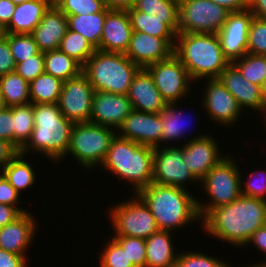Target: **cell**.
<instances>
[{"instance_id": "6da1fadb", "label": "cell", "mask_w": 266, "mask_h": 267, "mask_svg": "<svg viewBox=\"0 0 266 267\" xmlns=\"http://www.w3.org/2000/svg\"><path fill=\"white\" fill-rule=\"evenodd\" d=\"M200 224L212 239L244 248L252 234L266 225V200L241 195L230 204L211 209Z\"/></svg>"}, {"instance_id": "7a4b0ae2", "label": "cell", "mask_w": 266, "mask_h": 267, "mask_svg": "<svg viewBox=\"0 0 266 267\" xmlns=\"http://www.w3.org/2000/svg\"><path fill=\"white\" fill-rule=\"evenodd\" d=\"M191 192L181 187L152 182L137 195L150 209L159 230L176 233L189 224L201 222L197 196Z\"/></svg>"}, {"instance_id": "3957f363", "label": "cell", "mask_w": 266, "mask_h": 267, "mask_svg": "<svg viewBox=\"0 0 266 267\" xmlns=\"http://www.w3.org/2000/svg\"><path fill=\"white\" fill-rule=\"evenodd\" d=\"M33 113V131L19 152L27 156L37 153L59 164L67 153L74 123L64 117L57 103L33 104Z\"/></svg>"}, {"instance_id": "277c9868", "label": "cell", "mask_w": 266, "mask_h": 267, "mask_svg": "<svg viewBox=\"0 0 266 267\" xmlns=\"http://www.w3.org/2000/svg\"><path fill=\"white\" fill-rule=\"evenodd\" d=\"M173 54L185 66L194 83L218 79L230 64L217 34L177 33Z\"/></svg>"}, {"instance_id": "5b68a950", "label": "cell", "mask_w": 266, "mask_h": 267, "mask_svg": "<svg viewBox=\"0 0 266 267\" xmlns=\"http://www.w3.org/2000/svg\"><path fill=\"white\" fill-rule=\"evenodd\" d=\"M154 148L140 145L118 135L112 140L101 167L108 174L119 178L133 187L137 194L153 182Z\"/></svg>"}, {"instance_id": "8992f818", "label": "cell", "mask_w": 266, "mask_h": 267, "mask_svg": "<svg viewBox=\"0 0 266 267\" xmlns=\"http://www.w3.org/2000/svg\"><path fill=\"white\" fill-rule=\"evenodd\" d=\"M140 69L124 53L95 50L83 65L82 72L95 91L127 95Z\"/></svg>"}, {"instance_id": "52a82bcc", "label": "cell", "mask_w": 266, "mask_h": 267, "mask_svg": "<svg viewBox=\"0 0 266 267\" xmlns=\"http://www.w3.org/2000/svg\"><path fill=\"white\" fill-rule=\"evenodd\" d=\"M236 157L229 154L214 166L200 181L208 201L197 197V207L201 219L211 210L232 203L241 194V168ZM206 202V203H205Z\"/></svg>"}, {"instance_id": "ba28073f", "label": "cell", "mask_w": 266, "mask_h": 267, "mask_svg": "<svg viewBox=\"0 0 266 267\" xmlns=\"http://www.w3.org/2000/svg\"><path fill=\"white\" fill-rule=\"evenodd\" d=\"M115 131L91 122L74 123L67 153L60 162L71 156L88 172L100 167L117 135Z\"/></svg>"}, {"instance_id": "9c48e42d", "label": "cell", "mask_w": 266, "mask_h": 267, "mask_svg": "<svg viewBox=\"0 0 266 267\" xmlns=\"http://www.w3.org/2000/svg\"><path fill=\"white\" fill-rule=\"evenodd\" d=\"M132 195L126 201L111 204L108 209L111 231L114 232L112 235L146 239L159 228L144 201L137 194Z\"/></svg>"}, {"instance_id": "30bf717a", "label": "cell", "mask_w": 266, "mask_h": 267, "mask_svg": "<svg viewBox=\"0 0 266 267\" xmlns=\"http://www.w3.org/2000/svg\"><path fill=\"white\" fill-rule=\"evenodd\" d=\"M229 13L212 0H186L178 4V33L217 34Z\"/></svg>"}, {"instance_id": "8fae6325", "label": "cell", "mask_w": 266, "mask_h": 267, "mask_svg": "<svg viewBox=\"0 0 266 267\" xmlns=\"http://www.w3.org/2000/svg\"><path fill=\"white\" fill-rule=\"evenodd\" d=\"M152 76L155 86L167 103L185 102L196 85L185 66L172 54L168 59L155 62L145 68ZM193 86V88H191ZM189 94V95H188ZM185 98V99H184Z\"/></svg>"}, {"instance_id": "7c38bea8", "label": "cell", "mask_w": 266, "mask_h": 267, "mask_svg": "<svg viewBox=\"0 0 266 267\" xmlns=\"http://www.w3.org/2000/svg\"><path fill=\"white\" fill-rule=\"evenodd\" d=\"M204 81V85L201 84L204 86L202 87L204 90L201 92L203 96L198 102H200L201 109L206 113V116L214 122V125L220 124L219 126L224 128L236 125L244 112L235 97L219 79H205L201 82Z\"/></svg>"}, {"instance_id": "4fadbf2b", "label": "cell", "mask_w": 266, "mask_h": 267, "mask_svg": "<svg viewBox=\"0 0 266 267\" xmlns=\"http://www.w3.org/2000/svg\"><path fill=\"white\" fill-rule=\"evenodd\" d=\"M153 183L187 190L190 183L198 185L199 181L183 163V145L154 148Z\"/></svg>"}, {"instance_id": "5bb4252c", "label": "cell", "mask_w": 266, "mask_h": 267, "mask_svg": "<svg viewBox=\"0 0 266 267\" xmlns=\"http://www.w3.org/2000/svg\"><path fill=\"white\" fill-rule=\"evenodd\" d=\"M94 93L87 76L81 72L63 82L57 104L64 117L73 123L90 122Z\"/></svg>"}, {"instance_id": "9a60e30c", "label": "cell", "mask_w": 266, "mask_h": 267, "mask_svg": "<svg viewBox=\"0 0 266 267\" xmlns=\"http://www.w3.org/2000/svg\"><path fill=\"white\" fill-rule=\"evenodd\" d=\"M211 135L183 144V163L198 181L228 155L221 152L218 141Z\"/></svg>"}, {"instance_id": "2e32d148", "label": "cell", "mask_w": 266, "mask_h": 267, "mask_svg": "<svg viewBox=\"0 0 266 267\" xmlns=\"http://www.w3.org/2000/svg\"><path fill=\"white\" fill-rule=\"evenodd\" d=\"M253 17L249 9L230 12L223 27L217 33L222 52L230 63L248 53V32Z\"/></svg>"}, {"instance_id": "e0dca14e", "label": "cell", "mask_w": 266, "mask_h": 267, "mask_svg": "<svg viewBox=\"0 0 266 267\" xmlns=\"http://www.w3.org/2000/svg\"><path fill=\"white\" fill-rule=\"evenodd\" d=\"M218 79L235 97L244 113L249 109V112L252 110L255 114L256 111V114L262 115V119H266V104L261 86L247 81L232 63L221 72Z\"/></svg>"}, {"instance_id": "ac0fdd59", "label": "cell", "mask_w": 266, "mask_h": 267, "mask_svg": "<svg viewBox=\"0 0 266 267\" xmlns=\"http://www.w3.org/2000/svg\"><path fill=\"white\" fill-rule=\"evenodd\" d=\"M176 38H160L133 31L125 55L140 68L168 59L173 54Z\"/></svg>"}, {"instance_id": "d6986e66", "label": "cell", "mask_w": 266, "mask_h": 267, "mask_svg": "<svg viewBox=\"0 0 266 267\" xmlns=\"http://www.w3.org/2000/svg\"><path fill=\"white\" fill-rule=\"evenodd\" d=\"M116 132L121 138L155 148L162 138V118L160 113L132 110Z\"/></svg>"}, {"instance_id": "ffe728a7", "label": "cell", "mask_w": 266, "mask_h": 267, "mask_svg": "<svg viewBox=\"0 0 266 267\" xmlns=\"http://www.w3.org/2000/svg\"><path fill=\"white\" fill-rule=\"evenodd\" d=\"M132 110L127 95L95 91L90 122L117 131Z\"/></svg>"}, {"instance_id": "44dd1931", "label": "cell", "mask_w": 266, "mask_h": 267, "mask_svg": "<svg viewBox=\"0 0 266 267\" xmlns=\"http://www.w3.org/2000/svg\"><path fill=\"white\" fill-rule=\"evenodd\" d=\"M33 215L29 210L0 229V249L22 256L29 255L28 250L34 243L39 227L37 218Z\"/></svg>"}, {"instance_id": "7402d4cb", "label": "cell", "mask_w": 266, "mask_h": 267, "mask_svg": "<svg viewBox=\"0 0 266 267\" xmlns=\"http://www.w3.org/2000/svg\"><path fill=\"white\" fill-rule=\"evenodd\" d=\"M133 29L127 10H109L103 25L100 51L126 53Z\"/></svg>"}, {"instance_id": "603a6c76", "label": "cell", "mask_w": 266, "mask_h": 267, "mask_svg": "<svg viewBox=\"0 0 266 267\" xmlns=\"http://www.w3.org/2000/svg\"><path fill=\"white\" fill-rule=\"evenodd\" d=\"M133 110L146 113H160L167 105L150 73L141 68L133 78L127 93Z\"/></svg>"}, {"instance_id": "cb8c5ba5", "label": "cell", "mask_w": 266, "mask_h": 267, "mask_svg": "<svg viewBox=\"0 0 266 267\" xmlns=\"http://www.w3.org/2000/svg\"><path fill=\"white\" fill-rule=\"evenodd\" d=\"M68 30L67 16L54 4L44 13L34 28L33 36L40 52L57 50Z\"/></svg>"}, {"instance_id": "d4e9b609", "label": "cell", "mask_w": 266, "mask_h": 267, "mask_svg": "<svg viewBox=\"0 0 266 267\" xmlns=\"http://www.w3.org/2000/svg\"><path fill=\"white\" fill-rule=\"evenodd\" d=\"M179 106H180L179 103H167L166 107L160 112V116L162 118V138L160 140V143L156 146L157 148H161L163 147V145L164 147L174 146L176 141L177 142L175 145H178L180 141L182 142L183 145L190 140L201 138L207 135V133L202 131L203 132L202 134L200 133L197 136L194 135L189 139L188 138L185 139V136L188 137L186 133H187V128H189L190 126L186 125L190 122V120L186 117L187 115L185 114L183 109L181 110ZM184 116L186 117V119ZM187 120L189 122H187ZM191 123L192 122H190V124ZM182 140H184V143Z\"/></svg>"}, {"instance_id": "484cf974", "label": "cell", "mask_w": 266, "mask_h": 267, "mask_svg": "<svg viewBox=\"0 0 266 267\" xmlns=\"http://www.w3.org/2000/svg\"><path fill=\"white\" fill-rule=\"evenodd\" d=\"M174 233L158 230L145 239L146 265L145 267H174L180 251L175 250Z\"/></svg>"}, {"instance_id": "4316f807", "label": "cell", "mask_w": 266, "mask_h": 267, "mask_svg": "<svg viewBox=\"0 0 266 267\" xmlns=\"http://www.w3.org/2000/svg\"><path fill=\"white\" fill-rule=\"evenodd\" d=\"M52 4L53 0H29L16 5L6 33L31 34Z\"/></svg>"}, {"instance_id": "83f0119b", "label": "cell", "mask_w": 266, "mask_h": 267, "mask_svg": "<svg viewBox=\"0 0 266 267\" xmlns=\"http://www.w3.org/2000/svg\"><path fill=\"white\" fill-rule=\"evenodd\" d=\"M133 31H139L160 38H176L178 18H158L136 10H127Z\"/></svg>"}, {"instance_id": "f1b7e54d", "label": "cell", "mask_w": 266, "mask_h": 267, "mask_svg": "<svg viewBox=\"0 0 266 267\" xmlns=\"http://www.w3.org/2000/svg\"><path fill=\"white\" fill-rule=\"evenodd\" d=\"M27 155L18 153L0 172L7 181L21 194L31 189L37 181L36 170ZM31 162V163H30ZM33 185V186H32ZM31 187V188H30Z\"/></svg>"}, {"instance_id": "f546056e", "label": "cell", "mask_w": 266, "mask_h": 267, "mask_svg": "<svg viewBox=\"0 0 266 267\" xmlns=\"http://www.w3.org/2000/svg\"><path fill=\"white\" fill-rule=\"evenodd\" d=\"M108 11L107 8H104L99 13L66 15L68 29L80 33L96 50H100L103 25Z\"/></svg>"}, {"instance_id": "4dcf8cb0", "label": "cell", "mask_w": 266, "mask_h": 267, "mask_svg": "<svg viewBox=\"0 0 266 267\" xmlns=\"http://www.w3.org/2000/svg\"><path fill=\"white\" fill-rule=\"evenodd\" d=\"M83 66L59 49L44 52V71L63 82L78 76Z\"/></svg>"}, {"instance_id": "1f68e13d", "label": "cell", "mask_w": 266, "mask_h": 267, "mask_svg": "<svg viewBox=\"0 0 266 267\" xmlns=\"http://www.w3.org/2000/svg\"><path fill=\"white\" fill-rule=\"evenodd\" d=\"M0 90L6 107L31 103L29 83L15 71L0 76Z\"/></svg>"}, {"instance_id": "d6a6232c", "label": "cell", "mask_w": 266, "mask_h": 267, "mask_svg": "<svg viewBox=\"0 0 266 267\" xmlns=\"http://www.w3.org/2000/svg\"><path fill=\"white\" fill-rule=\"evenodd\" d=\"M63 81L47 73L39 75L29 83L32 104L58 103Z\"/></svg>"}, {"instance_id": "836d02e7", "label": "cell", "mask_w": 266, "mask_h": 267, "mask_svg": "<svg viewBox=\"0 0 266 267\" xmlns=\"http://www.w3.org/2000/svg\"><path fill=\"white\" fill-rule=\"evenodd\" d=\"M14 147L19 151L34 128L33 104L13 106Z\"/></svg>"}, {"instance_id": "e575fe53", "label": "cell", "mask_w": 266, "mask_h": 267, "mask_svg": "<svg viewBox=\"0 0 266 267\" xmlns=\"http://www.w3.org/2000/svg\"><path fill=\"white\" fill-rule=\"evenodd\" d=\"M58 49L74 58L82 66L96 50L84 36L69 29L67 30L66 35L61 39Z\"/></svg>"}, {"instance_id": "d590c367", "label": "cell", "mask_w": 266, "mask_h": 267, "mask_svg": "<svg viewBox=\"0 0 266 267\" xmlns=\"http://www.w3.org/2000/svg\"><path fill=\"white\" fill-rule=\"evenodd\" d=\"M232 64L247 81L262 86L266 79V56L246 53Z\"/></svg>"}, {"instance_id": "8d00e7d4", "label": "cell", "mask_w": 266, "mask_h": 267, "mask_svg": "<svg viewBox=\"0 0 266 267\" xmlns=\"http://www.w3.org/2000/svg\"><path fill=\"white\" fill-rule=\"evenodd\" d=\"M105 240L98 257L100 267H135L131 260L128 259L126 251L123 250L112 235L108 238V241L107 238Z\"/></svg>"}, {"instance_id": "74e56055", "label": "cell", "mask_w": 266, "mask_h": 267, "mask_svg": "<svg viewBox=\"0 0 266 267\" xmlns=\"http://www.w3.org/2000/svg\"><path fill=\"white\" fill-rule=\"evenodd\" d=\"M5 38L16 64L40 52L31 34L6 33Z\"/></svg>"}, {"instance_id": "f35d334b", "label": "cell", "mask_w": 266, "mask_h": 267, "mask_svg": "<svg viewBox=\"0 0 266 267\" xmlns=\"http://www.w3.org/2000/svg\"><path fill=\"white\" fill-rule=\"evenodd\" d=\"M174 267H230V263L223 258L213 257L198 250H180Z\"/></svg>"}, {"instance_id": "ab89813d", "label": "cell", "mask_w": 266, "mask_h": 267, "mask_svg": "<svg viewBox=\"0 0 266 267\" xmlns=\"http://www.w3.org/2000/svg\"><path fill=\"white\" fill-rule=\"evenodd\" d=\"M53 4L65 15H88L105 8L102 0H53Z\"/></svg>"}, {"instance_id": "60d3db41", "label": "cell", "mask_w": 266, "mask_h": 267, "mask_svg": "<svg viewBox=\"0 0 266 267\" xmlns=\"http://www.w3.org/2000/svg\"><path fill=\"white\" fill-rule=\"evenodd\" d=\"M134 8L158 18H178V4L174 0H137Z\"/></svg>"}, {"instance_id": "b9f144b4", "label": "cell", "mask_w": 266, "mask_h": 267, "mask_svg": "<svg viewBox=\"0 0 266 267\" xmlns=\"http://www.w3.org/2000/svg\"><path fill=\"white\" fill-rule=\"evenodd\" d=\"M126 251L128 259L135 267L146 265V242L145 239L130 236H112Z\"/></svg>"}, {"instance_id": "7bdbcfd3", "label": "cell", "mask_w": 266, "mask_h": 267, "mask_svg": "<svg viewBox=\"0 0 266 267\" xmlns=\"http://www.w3.org/2000/svg\"><path fill=\"white\" fill-rule=\"evenodd\" d=\"M247 52L266 56V19L253 17L248 32Z\"/></svg>"}, {"instance_id": "ee69618b", "label": "cell", "mask_w": 266, "mask_h": 267, "mask_svg": "<svg viewBox=\"0 0 266 267\" xmlns=\"http://www.w3.org/2000/svg\"><path fill=\"white\" fill-rule=\"evenodd\" d=\"M248 174V178L241 179V194L266 200V170L258 167Z\"/></svg>"}, {"instance_id": "f6af8a7d", "label": "cell", "mask_w": 266, "mask_h": 267, "mask_svg": "<svg viewBox=\"0 0 266 267\" xmlns=\"http://www.w3.org/2000/svg\"><path fill=\"white\" fill-rule=\"evenodd\" d=\"M15 72L30 83L45 72L44 53L39 52L38 54L16 64Z\"/></svg>"}, {"instance_id": "bcb514c9", "label": "cell", "mask_w": 266, "mask_h": 267, "mask_svg": "<svg viewBox=\"0 0 266 267\" xmlns=\"http://www.w3.org/2000/svg\"><path fill=\"white\" fill-rule=\"evenodd\" d=\"M21 196L22 194H20L0 172V203L15 206L21 213H25L28 210L18 205L21 204V200H19Z\"/></svg>"}, {"instance_id": "7dc6e473", "label": "cell", "mask_w": 266, "mask_h": 267, "mask_svg": "<svg viewBox=\"0 0 266 267\" xmlns=\"http://www.w3.org/2000/svg\"><path fill=\"white\" fill-rule=\"evenodd\" d=\"M0 139L14 146L13 106L0 110Z\"/></svg>"}, {"instance_id": "c3c4849f", "label": "cell", "mask_w": 266, "mask_h": 267, "mask_svg": "<svg viewBox=\"0 0 266 267\" xmlns=\"http://www.w3.org/2000/svg\"><path fill=\"white\" fill-rule=\"evenodd\" d=\"M16 63L6 38L0 41V76L15 71Z\"/></svg>"}, {"instance_id": "681fc988", "label": "cell", "mask_w": 266, "mask_h": 267, "mask_svg": "<svg viewBox=\"0 0 266 267\" xmlns=\"http://www.w3.org/2000/svg\"><path fill=\"white\" fill-rule=\"evenodd\" d=\"M28 257L0 249V267H28Z\"/></svg>"}, {"instance_id": "f907efd6", "label": "cell", "mask_w": 266, "mask_h": 267, "mask_svg": "<svg viewBox=\"0 0 266 267\" xmlns=\"http://www.w3.org/2000/svg\"><path fill=\"white\" fill-rule=\"evenodd\" d=\"M249 244V245H248ZM253 245L254 248L256 247L257 251L262 253L261 255L263 256V253L266 256V225L263 227L258 228L251 236L249 241L246 243L244 246L247 248L248 246Z\"/></svg>"}, {"instance_id": "816d5d0a", "label": "cell", "mask_w": 266, "mask_h": 267, "mask_svg": "<svg viewBox=\"0 0 266 267\" xmlns=\"http://www.w3.org/2000/svg\"><path fill=\"white\" fill-rule=\"evenodd\" d=\"M19 153L8 141L0 139V171Z\"/></svg>"}, {"instance_id": "f5cc1de1", "label": "cell", "mask_w": 266, "mask_h": 267, "mask_svg": "<svg viewBox=\"0 0 266 267\" xmlns=\"http://www.w3.org/2000/svg\"><path fill=\"white\" fill-rule=\"evenodd\" d=\"M21 214L22 213L15 206L0 203V229L12 223Z\"/></svg>"}, {"instance_id": "db71d44e", "label": "cell", "mask_w": 266, "mask_h": 267, "mask_svg": "<svg viewBox=\"0 0 266 267\" xmlns=\"http://www.w3.org/2000/svg\"><path fill=\"white\" fill-rule=\"evenodd\" d=\"M15 7L11 0H0V24L4 28L10 23Z\"/></svg>"}, {"instance_id": "11a10c76", "label": "cell", "mask_w": 266, "mask_h": 267, "mask_svg": "<svg viewBox=\"0 0 266 267\" xmlns=\"http://www.w3.org/2000/svg\"><path fill=\"white\" fill-rule=\"evenodd\" d=\"M217 5L226 8L229 12H239L249 9V0H212Z\"/></svg>"}, {"instance_id": "9f6ffc18", "label": "cell", "mask_w": 266, "mask_h": 267, "mask_svg": "<svg viewBox=\"0 0 266 267\" xmlns=\"http://www.w3.org/2000/svg\"><path fill=\"white\" fill-rule=\"evenodd\" d=\"M108 10H129L132 9L137 0H102Z\"/></svg>"}, {"instance_id": "6f0895ef", "label": "cell", "mask_w": 266, "mask_h": 267, "mask_svg": "<svg viewBox=\"0 0 266 267\" xmlns=\"http://www.w3.org/2000/svg\"><path fill=\"white\" fill-rule=\"evenodd\" d=\"M249 10L254 17L266 19V0H249Z\"/></svg>"}, {"instance_id": "680465c9", "label": "cell", "mask_w": 266, "mask_h": 267, "mask_svg": "<svg viewBox=\"0 0 266 267\" xmlns=\"http://www.w3.org/2000/svg\"><path fill=\"white\" fill-rule=\"evenodd\" d=\"M230 267H232V264H230ZM243 267H244V265H243ZM245 267H266V260L265 261H259V263L257 262V264H255V262H254V264H248V266H247V264H246V266Z\"/></svg>"}, {"instance_id": "91938a15", "label": "cell", "mask_w": 266, "mask_h": 267, "mask_svg": "<svg viewBox=\"0 0 266 267\" xmlns=\"http://www.w3.org/2000/svg\"><path fill=\"white\" fill-rule=\"evenodd\" d=\"M261 89H262V95H263V99L265 101V104H266V79L264 80L262 86H261Z\"/></svg>"}, {"instance_id": "94428289", "label": "cell", "mask_w": 266, "mask_h": 267, "mask_svg": "<svg viewBox=\"0 0 266 267\" xmlns=\"http://www.w3.org/2000/svg\"><path fill=\"white\" fill-rule=\"evenodd\" d=\"M6 31L5 28L0 24V41L5 38Z\"/></svg>"}, {"instance_id": "6125c7cd", "label": "cell", "mask_w": 266, "mask_h": 267, "mask_svg": "<svg viewBox=\"0 0 266 267\" xmlns=\"http://www.w3.org/2000/svg\"><path fill=\"white\" fill-rule=\"evenodd\" d=\"M5 107L6 106H5V103H4L2 94H1V90H0V110L4 109Z\"/></svg>"}, {"instance_id": "be15d7a7", "label": "cell", "mask_w": 266, "mask_h": 267, "mask_svg": "<svg viewBox=\"0 0 266 267\" xmlns=\"http://www.w3.org/2000/svg\"><path fill=\"white\" fill-rule=\"evenodd\" d=\"M15 5H19L21 3H24L26 1H29V0H11Z\"/></svg>"}, {"instance_id": "e7e4bbea", "label": "cell", "mask_w": 266, "mask_h": 267, "mask_svg": "<svg viewBox=\"0 0 266 267\" xmlns=\"http://www.w3.org/2000/svg\"><path fill=\"white\" fill-rule=\"evenodd\" d=\"M177 4H179V3H182V2H184V1H186V0H174Z\"/></svg>"}, {"instance_id": "03108f58", "label": "cell", "mask_w": 266, "mask_h": 267, "mask_svg": "<svg viewBox=\"0 0 266 267\" xmlns=\"http://www.w3.org/2000/svg\"><path fill=\"white\" fill-rule=\"evenodd\" d=\"M263 123H264V125L266 127V119H263ZM265 130H266V128H265ZM265 134H266V132H265Z\"/></svg>"}]
</instances>
